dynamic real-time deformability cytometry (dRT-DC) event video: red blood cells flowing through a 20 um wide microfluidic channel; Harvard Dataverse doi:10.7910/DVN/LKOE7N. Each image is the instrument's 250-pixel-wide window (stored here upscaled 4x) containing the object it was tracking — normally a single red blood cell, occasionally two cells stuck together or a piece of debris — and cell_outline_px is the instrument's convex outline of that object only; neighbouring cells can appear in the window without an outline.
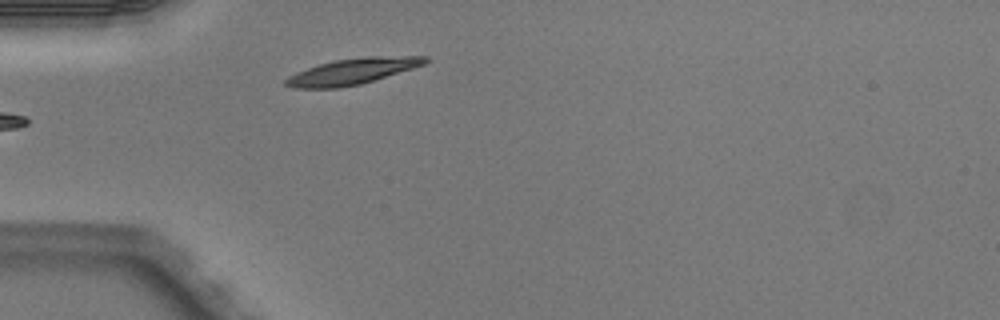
{"species": "Egyptian fruit bat (a non-hibernating species)", "species_latin": "Rousettus aegyptiacus", "temperature_condition": "warm", "stored_images_in_passage": 2, "camera_frame_rate_fps": 3000, "um_per_image_px": 0.085, "animal": {"sex": "male"}, "frame": {"image": 1, "passage_image": 2, "time_ms": 0.333, "image_size_px": [1000, 320], "cell_outline_px": [[428, 60], [424, 64], [412, 68], [360, 84], [340, 88], [292, 88], [284, 84], [284, 80], [288, 76], [296, 72], [320, 64], [336, 60], [368, 56], [428, 56]], "centroid_in_image_um": [29.91, 6.07], "position_along_channel_um": 55.1, "area_um2": 20.81}}